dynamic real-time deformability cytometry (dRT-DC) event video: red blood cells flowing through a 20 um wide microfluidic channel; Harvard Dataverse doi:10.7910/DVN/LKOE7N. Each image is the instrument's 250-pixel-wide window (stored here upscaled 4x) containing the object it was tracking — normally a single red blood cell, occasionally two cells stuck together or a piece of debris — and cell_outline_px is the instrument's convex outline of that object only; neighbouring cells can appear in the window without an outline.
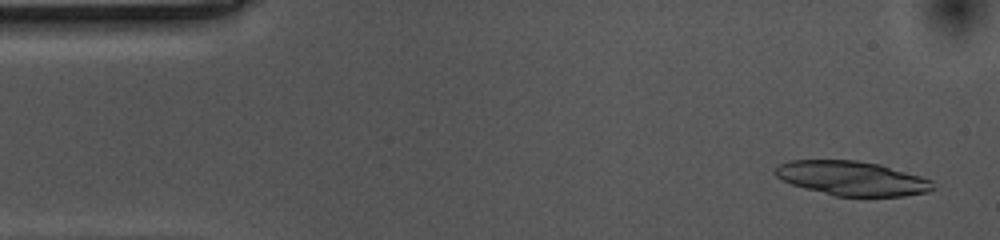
{"species": "common noctule bat (a hibernating species)", "species_latin": "Nyctalus noctula", "temperature_condition": "cold", "stored_images_in_passage": 15, "camera_frame_rate_fps": 3000, "um_per_image_px": 0.085, "animal": {"sex": "female", "body_mass_g": 10.0, "forearm_length_mm": 53.1}, "frame": {"image": 1, "passage_image": 3, "time_ms": 0.667, "image_size_px": [1000, 240], "cell_outline_px": [[936, 188], [928, 192], [904, 196], [836, 196], [804, 188], [780, 180], [772, 172], [780, 164], [792, 160], [856, 160], [880, 164], [920, 176], [932, 180]], "centroid_in_image_um": [72.42, 15.16], "position_along_channel_um": 12.6, "area_um2": 31.67}}